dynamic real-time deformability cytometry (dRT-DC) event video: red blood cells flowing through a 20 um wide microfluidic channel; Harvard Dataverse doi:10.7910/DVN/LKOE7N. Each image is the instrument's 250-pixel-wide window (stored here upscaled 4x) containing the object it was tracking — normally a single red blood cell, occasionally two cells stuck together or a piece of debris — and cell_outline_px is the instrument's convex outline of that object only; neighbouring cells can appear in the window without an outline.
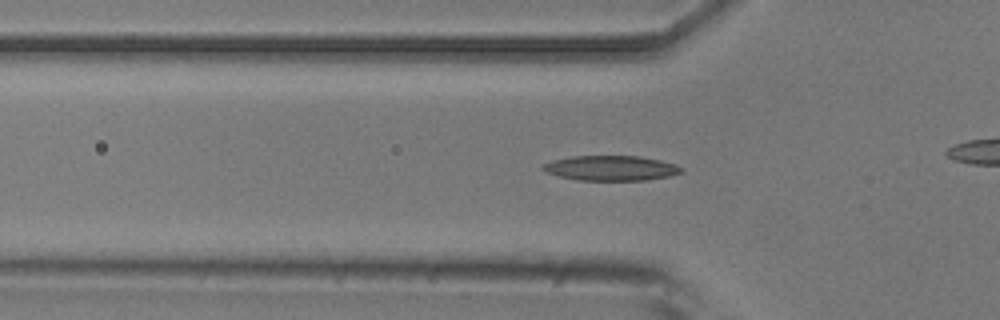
{"species": "common noctule bat (a hibernating species)", "species_latin": "Nyctalus noctula", "temperature_condition": "room temperature", "stored_images_in_passage": 41, "camera_frame_rate_fps": 3000, "um_per_image_px": 0.085, "animal": {"sex": "male", "body_mass_g": 20.5, "forearm_length_mm": 52.5}, "frame": {"image": 1, "passage_image": 17, "time_ms": 5.333, "image_size_px": [1000, 320], "cell_outline_px": [[684, 172], [668, 176], [648, 180], [580, 180], [560, 176], [544, 172], [540, 168], [544, 164], [552, 160], [572, 156], [640, 156], [660, 160], [676, 164]], "centroid_in_image_um": [51.92, 14.28], "position_along_channel_um": 73.9, "area_um2": 20.11}}
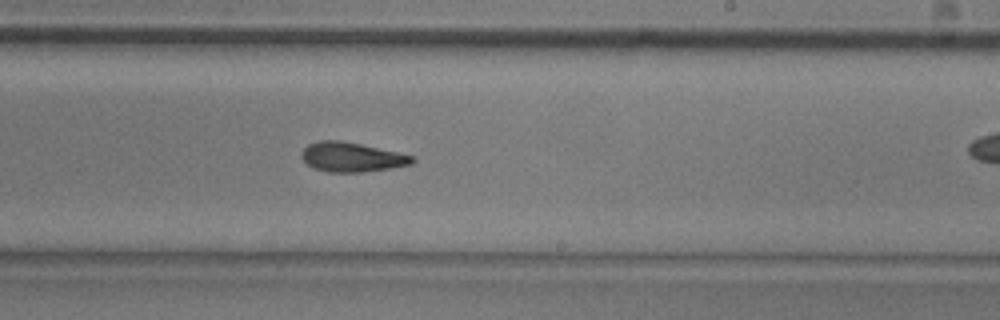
{"frame": {"image": 2, "passage_image": 31, "time_ms": 10.0, "image_size_px": [1000, 320], "cell_outline_px": [[416, 160], [412, 164], [388, 168], [360, 172], [328, 172], [312, 168], [300, 156], [300, 152], [308, 144], [320, 140], [340, 140], [360, 144], [416, 156]], "centroid_in_image_um": [29.88, 13.35], "position_along_channel_um": 259.1, "area_um2": 19.02}}
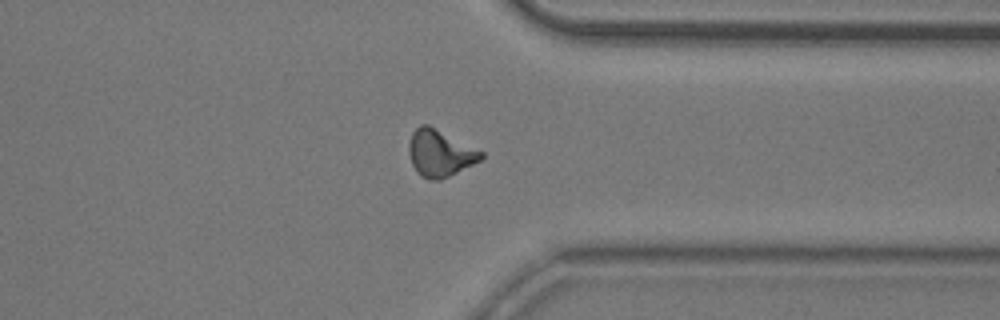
{"frame": {"image": 3, "passage_image": 40, "time_ms": 13.0, "image_size_px": [1000, 320], "cell_outline_px": [[484, 156], [480, 160], [440, 180], [428, 180], [420, 176], [416, 172], [412, 164], [408, 152], [408, 144], [412, 132], [420, 124], [428, 124], [484, 152]], "centroid_in_image_um": [37.35, 13.01], "position_along_channel_um": 374.0, "area_um2": 19.65}}